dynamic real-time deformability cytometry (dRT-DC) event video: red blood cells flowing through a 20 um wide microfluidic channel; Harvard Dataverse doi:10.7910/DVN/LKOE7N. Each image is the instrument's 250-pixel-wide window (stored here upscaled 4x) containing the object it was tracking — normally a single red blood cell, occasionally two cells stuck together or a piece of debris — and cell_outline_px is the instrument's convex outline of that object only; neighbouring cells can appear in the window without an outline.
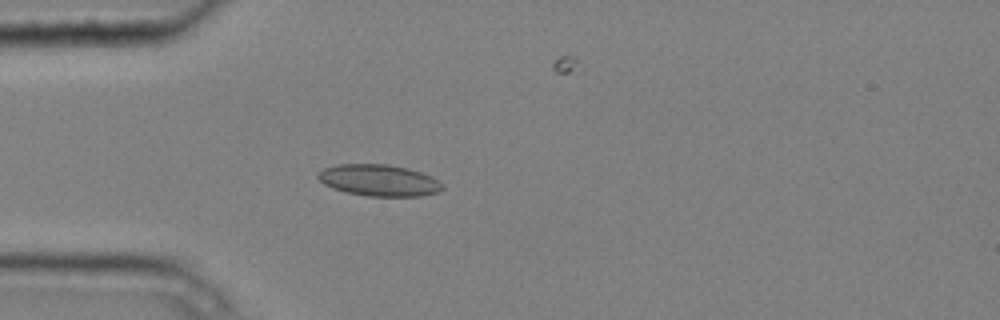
{"species": "common noctule bat (a hibernating species)", "species_latin": "Nyctalus noctula", "temperature_condition": "cold", "stored_images_in_passage": 5, "camera_frame_rate_fps": 3000, "um_per_image_px": 0.085, "animal": {"sex": "male", "body_mass_g": 20.4}, "frame": {"image": 1, "passage_image": 4, "time_ms": 1.0, "image_size_px": [1000, 320], "cell_outline_px": [[444, 188], [440, 192], [420, 196], [368, 196], [344, 192], [332, 188], [324, 184], [316, 176], [324, 168], [336, 164], [388, 164], [408, 168], [432, 176], [444, 184]], "centroid_in_image_um": [32.24, 15.33], "position_along_channel_um": 52.8, "area_um2": 23.06}}